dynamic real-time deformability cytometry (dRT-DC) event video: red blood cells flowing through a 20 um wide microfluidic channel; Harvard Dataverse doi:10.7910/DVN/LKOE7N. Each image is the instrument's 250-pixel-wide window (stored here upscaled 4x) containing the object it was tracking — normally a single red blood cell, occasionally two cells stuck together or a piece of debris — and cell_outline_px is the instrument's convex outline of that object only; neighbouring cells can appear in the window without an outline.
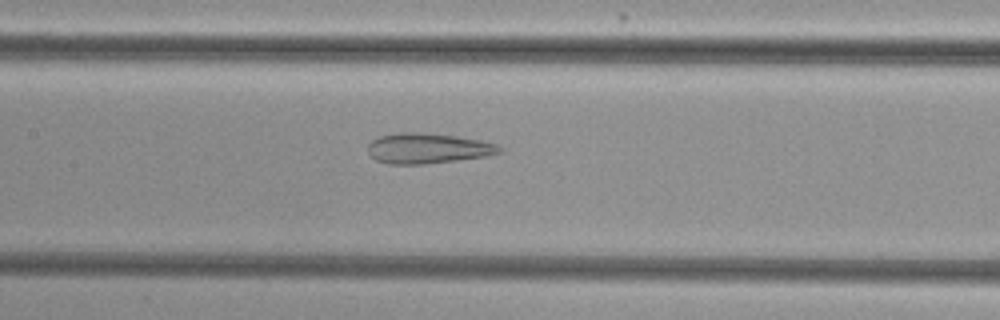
{"species": "common noctule bat (a hibernating species)", "species_latin": "Nyctalus noctula", "temperature_condition": "cold", "stored_images_in_passage": 29, "camera_frame_rate_fps": 3000, "um_per_image_px": 0.085, "animal": {"sex": "female", "body_mass_g": 29.2, "forearm_length_mm": 56.3}, "frame": {"image": 1, "passage_image": 11, "time_ms": 3.333, "image_size_px": [1000, 320], "cell_outline_px": [[504, 152], [484, 156], [456, 160], [424, 164], [388, 164], [376, 160], [368, 152], [368, 144], [372, 140], [380, 136], [396, 132], [424, 132], [456, 136], [480, 140], [496, 144], [504, 148]], "centroid_in_image_um": [36.36, 12.6], "position_along_channel_um": 171.0, "area_um2": 23.35}}
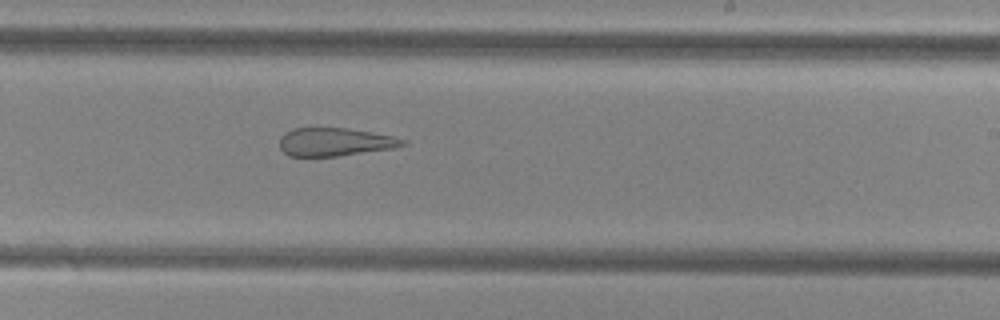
{"frame": {"image": 2, "passage_image": 18, "time_ms": 5.667, "image_size_px": [1000, 320], "cell_outline_px": [[408, 144], [396, 148], [336, 156], [288, 156], [280, 148], [280, 136], [292, 128], [348, 128], [372, 132], [392, 136], [408, 140]], "centroid_in_image_um": [28.5, 12.06], "position_along_channel_um": 260.5, "area_um2": 20.35}}
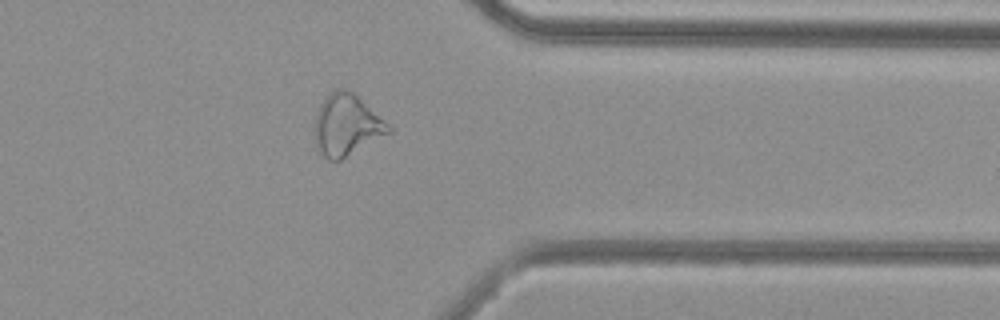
{"frame": {"image": 3, "passage_image": 28, "time_ms": 9.0, "image_size_px": [1000, 320], "cell_outline_px": [[392, 132], [340, 160], [328, 160], [316, 148], [316, 112], [320, 104], [336, 88], [348, 88], [384, 120], [392, 128]], "centroid_in_image_um": [29.47, 10.64], "position_along_channel_um": 381.9, "area_um2": 26.01}}